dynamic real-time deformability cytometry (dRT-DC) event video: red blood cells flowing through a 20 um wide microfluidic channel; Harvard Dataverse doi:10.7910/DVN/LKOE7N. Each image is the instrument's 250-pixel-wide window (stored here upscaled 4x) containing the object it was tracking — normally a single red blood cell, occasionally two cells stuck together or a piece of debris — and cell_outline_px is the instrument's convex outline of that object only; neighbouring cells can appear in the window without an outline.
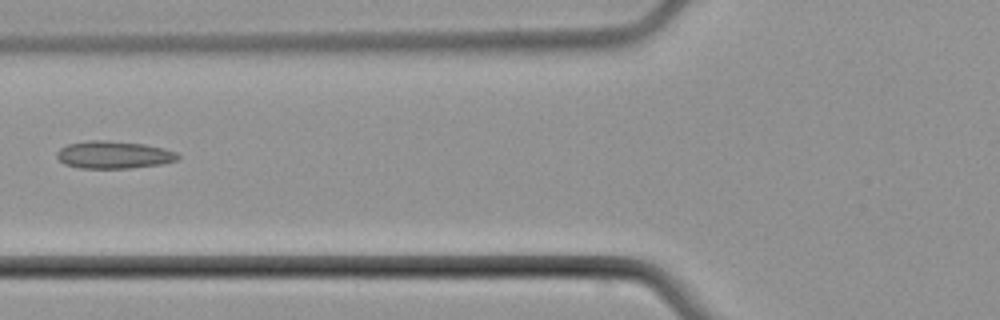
{"species": "common noctule bat (a hibernating species)", "species_latin": "Nyctalus noctula", "temperature_condition": "cold", "stored_images_in_passage": 6, "camera_frame_rate_fps": 3000, "um_per_image_px": 0.085, "animal": {"sex": "male", "body_mass_g": 21.5, "forearm_length_mm": 52.0}, "frame": {"image": 1, "passage_image": 6, "time_ms": 6.333, "image_size_px": [1000, 320], "cell_outline_px": [[180, 156], [176, 160], [160, 164], [128, 168], [80, 168], [64, 164], [56, 156], [56, 152], [60, 148], [68, 144], [88, 140], [108, 140], [144, 144], [164, 148], [176, 152]], "centroid_in_image_um": [9.64, 13.15], "position_along_channel_um": 116.2, "area_um2": 19.36}}